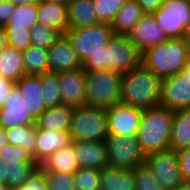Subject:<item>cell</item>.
<instances>
[{
  "instance_id": "obj_7",
  "label": "cell",
  "mask_w": 190,
  "mask_h": 190,
  "mask_svg": "<svg viewBox=\"0 0 190 190\" xmlns=\"http://www.w3.org/2000/svg\"><path fill=\"white\" fill-rule=\"evenodd\" d=\"M104 142L109 167L134 170L145 163L146 156L140 149L137 137L108 134Z\"/></svg>"
},
{
  "instance_id": "obj_28",
  "label": "cell",
  "mask_w": 190,
  "mask_h": 190,
  "mask_svg": "<svg viewBox=\"0 0 190 190\" xmlns=\"http://www.w3.org/2000/svg\"><path fill=\"white\" fill-rule=\"evenodd\" d=\"M23 64L25 75H42L49 71L48 49L30 45L24 51Z\"/></svg>"
},
{
  "instance_id": "obj_19",
  "label": "cell",
  "mask_w": 190,
  "mask_h": 190,
  "mask_svg": "<svg viewBox=\"0 0 190 190\" xmlns=\"http://www.w3.org/2000/svg\"><path fill=\"white\" fill-rule=\"evenodd\" d=\"M71 143L69 131L41 130L37 128L35 161L39 165L48 156Z\"/></svg>"
},
{
  "instance_id": "obj_23",
  "label": "cell",
  "mask_w": 190,
  "mask_h": 190,
  "mask_svg": "<svg viewBox=\"0 0 190 190\" xmlns=\"http://www.w3.org/2000/svg\"><path fill=\"white\" fill-rule=\"evenodd\" d=\"M39 168L43 172L75 173L79 167L75 158L73 144L71 143L48 156L39 164Z\"/></svg>"
},
{
  "instance_id": "obj_35",
  "label": "cell",
  "mask_w": 190,
  "mask_h": 190,
  "mask_svg": "<svg viewBox=\"0 0 190 190\" xmlns=\"http://www.w3.org/2000/svg\"><path fill=\"white\" fill-rule=\"evenodd\" d=\"M30 35L32 45L48 49L62 34L43 24H35L30 29Z\"/></svg>"
},
{
  "instance_id": "obj_12",
  "label": "cell",
  "mask_w": 190,
  "mask_h": 190,
  "mask_svg": "<svg viewBox=\"0 0 190 190\" xmlns=\"http://www.w3.org/2000/svg\"><path fill=\"white\" fill-rule=\"evenodd\" d=\"M106 111L108 134L137 137L142 109L119 102L107 108Z\"/></svg>"
},
{
  "instance_id": "obj_31",
  "label": "cell",
  "mask_w": 190,
  "mask_h": 190,
  "mask_svg": "<svg viewBox=\"0 0 190 190\" xmlns=\"http://www.w3.org/2000/svg\"><path fill=\"white\" fill-rule=\"evenodd\" d=\"M41 76L42 80V98L46 108H52L61 103V94L59 90V73L56 72H45Z\"/></svg>"
},
{
  "instance_id": "obj_5",
  "label": "cell",
  "mask_w": 190,
  "mask_h": 190,
  "mask_svg": "<svg viewBox=\"0 0 190 190\" xmlns=\"http://www.w3.org/2000/svg\"><path fill=\"white\" fill-rule=\"evenodd\" d=\"M69 133L72 141H105L108 135L106 108L74 107Z\"/></svg>"
},
{
  "instance_id": "obj_8",
  "label": "cell",
  "mask_w": 190,
  "mask_h": 190,
  "mask_svg": "<svg viewBox=\"0 0 190 190\" xmlns=\"http://www.w3.org/2000/svg\"><path fill=\"white\" fill-rule=\"evenodd\" d=\"M160 105L172 111L190 108V55L182 71L162 79Z\"/></svg>"
},
{
  "instance_id": "obj_24",
  "label": "cell",
  "mask_w": 190,
  "mask_h": 190,
  "mask_svg": "<svg viewBox=\"0 0 190 190\" xmlns=\"http://www.w3.org/2000/svg\"><path fill=\"white\" fill-rule=\"evenodd\" d=\"M144 15L135 0H127L110 23L114 35H128L134 25Z\"/></svg>"
},
{
  "instance_id": "obj_2",
  "label": "cell",
  "mask_w": 190,
  "mask_h": 190,
  "mask_svg": "<svg viewBox=\"0 0 190 190\" xmlns=\"http://www.w3.org/2000/svg\"><path fill=\"white\" fill-rule=\"evenodd\" d=\"M173 115L161 105L143 110L137 140L145 156L170 149Z\"/></svg>"
},
{
  "instance_id": "obj_3",
  "label": "cell",
  "mask_w": 190,
  "mask_h": 190,
  "mask_svg": "<svg viewBox=\"0 0 190 190\" xmlns=\"http://www.w3.org/2000/svg\"><path fill=\"white\" fill-rule=\"evenodd\" d=\"M189 55L190 48L184 37L170 38L164 43L144 50L141 63L163 79L182 71Z\"/></svg>"
},
{
  "instance_id": "obj_11",
  "label": "cell",
  "mask_w": 190,
  "mask_h": 190,
  "mask_svg": "<svg viewBox=\"0 0 190 190\" xmlns=\"http://www.w3.org/2000/svg\"><path fill=\"white\" fill-rule=\"evenodd\" d=\"M145 164L164 190H174L183 182L175 150L167 149L147 155Z\"/></svg>"
},
{
  "instance_id": "obj_1",
  "label": "cell",
  "mask_w": 190,
  "mask_h": 190,
  "mask_svg": "<svg viewBox=\"0 0 190 190\" xmlns=\"http://www.w3.org/2000/svg\"><path fill=\"white\" fill-rule=\"evenodd\" d=\"M162 79L142 63L122 75L120 102L142 110L160 105Z\"/></svg>"
},
{
  "instance_id": "obj_14",
  "label": "cell",
  "mask_w": 190,
  "mask_h": 190,
  "mask_svg": "<svg viewBox=\"0 0 190 190\" xmlns=\"http://www.w3.org/2000/svg\"><path fill=\"white\" fill-rule=\"evenodd\" d=\"M59 82L62 105L73 108L84 105L86 71L83 68L75 71L59 72Z\"/></svg>"
},
{
  "instance_id": "obj_22",
  "label": "cell",
  "mask_w": 190,
  "mask_h": 190,
  "mask_svg": "<svg viewBox=\"0 0 190 190\" xmlns=\"http://www.w3.org/2000/svg\"><path fill=\"white\" fill-rule=\"evenodd\" d=\"M73 107L59 105L47 108L37 119L36 126L41 130L69 131Z\"/></svg>"
},
{
  "instance_id": "obj_13",
  "label": "cell",
  "mask_w": 190,
  "mask_h": 190,
  "mask_svg": "<svg viewBox=\"0 0 190 190\" xmlns=\"http://www.w3.org/2000/svg\"><path fill=\"white\" fill-rule=\"evenodd\" d=\"M127 37L141 53L170 39L151 14H144Z\"/></svg>"
},
{
  "instance_id": "obj_44",
  "label": "cell",
  "mask_w": 190,
  "mask_h": 190,
  "mask_svg": "<svg viewBox=\"0 0 190 190\" xmlns=\"http://www.w3.org/2000/svg\"><path fill=\"white\" fill-rule=\"evenodd\" d=\"M16 86V82L6 79L0 75V108H2Z\"/></svg>"
},
{
  "instance_id": "obj_18",
  "label": "cell",
  "mask_w": 190,
  "mask_h": 190,
  "mask_svg": "<svg viewBox=\"0 0 190 190\" xmlns=\"http://www.w3.org/2000/svg\"><path fill=\"white\" fill-rule=\"evenodd\" d=\"M24 106L37 119L47 108L42 98V80L38 75H24L17 82Z\"/></svg>"
},
{
  "instance_id": "obj_37",
  "label": "cell",
  "mask_w": 190,
  "mask_h": 190,
  "mask_svg": "<svg viewBox=\"0 0 190 190\" xmlns=\"http://www.w3.org/2000/svg\"><path fill=\"white\" fill-rule=\"evenodd\" d=\"M136 190H164L144 163L133 170Z\"/></svg>"
},
{
  "instance_id": "obj_32",
  "label": "cell",
  "mask_w": 190,
  "mask_h": 190,
  "mask_svg": "<svg viewBox=\"0 0 190 190\" xmlns=\"http://www.w3.org/2000/svg\"><path fill=\"white\" fill-rule=\"evenodd\" d=\"M7 186L11 190L22 186L39 168L38 164H7Z\"/></svg>"
},
{
  "instance_id": "obj_21",
  "label": "cell",
  "mask_w": 190,
  "mask_h": 190,
  "mask_svg": "<svg viewBox=\"0 0 190 190\" xmlns=\"http://www.w3.org/2000/svg\"><path fill=\"white\" fill-rule=\"evenodd\" d=\"M100 23L93 0H70L67 4L68 29L83 28Z\"/></svg>"
},
{
  "instance_id": "obj_51",
  "label": "cell",
  "mask_w": 190,
  "mask_h": 190,
  "mask_svg": "<svg viewBox=\"0 0 190 190\" xmlns=\"http://www.w3.org/2000/svg\"><path fill=\"white\" fill-rule=\"evenodd\" d=\"M184 39H185L187 45H188L189 48H190V25H189V27L186 29V32H185V35H184Z\"/></svg>"
},
{
  "instance_id": "obj_48",
  "label": "cell",
  "mask_w": 190,
  "mask_h": 190,
  "mask_svg": "<svg viewBox=\"0 0 190 190\" xmlns=\"http://www.w3.org/2000/svg\"><path fill=\"white\" fill-rule=\"evenodd\" d=\"M9 144L6 129L0 128V149L3 145Z\"/></svg>"
},
{
  "instance_id": "obj_10",
  "label": "cell",
  "mask_w": 190,
  "mask_h": 190,
  "mask_svg": "<svg viewBox=\"0 0 190 190\" xmlns=\"http://www.w3.org/2000/svg\"><path fill=\"white\" fill-rule=\"evenodd\" d=\"M141 55L126 35H113L105 47L106 69L123 75L141 64Z\"/></svg>"
},
{
  "instance_id": "obj_33",
  "label": "cell",
  "mask_w": 190,
  "mask_h": 190,
  "mask_svg": "<svg viewBox=\"0 0 190 190\" xmlns=\"http://www.w3.org/2000/svg\"><path fill=\"white\" fill-rule=\"evenodd\" d=\"M0 160L6 164H37L31 153L22 147L11 144L2 146L0 149Z\"/></svg>"
},
{
  "instance_id": "obj_41",
  "label": "cell",
  "mask_w": 190,
  "mask_h": 190,
  "mask_svg": "<svg viewBox=\"0 0 190 190\" xmlns=\"http://www.w3.org/2000/svg\"><path fill=\"white\" fill-rule=\"evenodd\" d=\"M82 68L86 72H92L96 70H103L106 69V62H105V47L102 51L92 54L90 57L85 59L82 62Z\"/></svg>"
},
{
  "instance_id": "obj_38",
  "label": "cell",
  "mask_w": 190,
  "mask_h": 190,
  "mask_svg": "<svg viewBox=\"0 0 190 190\" xmlns=\"http://www.w3.org/2000/svg\"><path fill=\"white\" fill-rule=\"evenodd\" d=\"M47 190H75L74 174L67 172H45Z\"/></svg>"
},
{
  "instance_id": "obj_27",
  "label": "cell",
  "mask_w": 190,
  "mask_h": 190,
  "mask_svg": "<svg viewBox=\"0 0 190 190\" xmlns=\"http://www.w3.org/2000/svg\"><path fill=\"white\" fill-rule=\"evenodd\" d=\"M0 75L13 82L25 75L22 51L8 45L0 51Z\"/></svg>"
},
{
  "instance_id": "obj_40",
  "label": "cell",
  "mask_w": 190,
  "mask_h": 190,
  "mask_svg": "<svg viewBox=\"0 0 190 190\" xmlns=\"http://www.w3.org/2000/svg\"><path fill=\"white\" fill-rule=\"evenodd\" d=\"M15 190H47L45 172L38 168L22 186Z\"/></svg>"
},
{
  "instance_id": "obj_50",
  "label": "cell",
  "mask_w": 190,
  "mask_h": 190,
  "mask_svg": "<svg viewBox=\"0 0 190 190\" xmlns=\"http://www.w3.org/2000/svg\"><path fill=\"white\" fill-rule=\"evenodd\" d=\"M174 190H190V185L187 183V181H183Z\"/></svg>"
},
{
  "instance_id": "obj_53",
  "label": "cell",
  "mask_w": 190,
  "mask_h": 190,
  "mask_svg": "<svg viewBox=\"0 0 190 190\" xmlns=\"http://www.w3.org/2000/svg\"><path fill=\"white\" fill-rule=\"evenodd\" d=\"M0 190H11L7 185L0 184Z\"/></svg>"
},
{
  "instance_id": "obj_39",
  "label": "cell",
  "mask_w": 190,
  "mask_h": 190,
  "mask_svg": "<svg viewBox=\"0 0 190 190\" xmlns=\"http://www.w3.org/2000/svg\"><path fill=\"white\" fill-rule=\"evenodd\" d=\"M7 44L17 50L24 51L32 45L30 29H5Z\"/></svg>"
},
{
  "instance_id": "obj_16",
  "label": "cell",
  "mask_w": 190,
  "mask_h": 190,
  "mask_svg": "<svg viewBox=\"0 0 190 190\" xmlns=\"http://www.w3.org/2000/svg\"><path fill=\"white\" fill-rule=\"evenodd\" d=\"M48 65L49 71L56 73L75 71L82 68V63L78 59L76 51L65 35H61L48 48Z\"/></svg>"
},
{
  "instance_id": "obj_34",
  "label": "cell",
  "mask_w": 190,
  "mask_h": 190,
  "mask_svg": "<svg viewBox=\"0 0 190 190\" xmlns=\"http://www.w3.org/2000/svg\"><path fill=\"white\" fill-rule=\"evenodd\" d=\"M100 170L78 168L74 174L75 190H100Z\"/></svg>"
},
{
  "instance_id": "obj_46",
  "label": "cell",
  "mask_w": 190,
  "mask_h": 190,
  "mask_svg": "<svg viewBox=\"0 0 190 190\" xmlns=\"http://www.w3.org/2000/svg\"><path fill=\"white\" fill-rule=\"evenodd\" d=\"M7 167L8 165L0 160V184L7 185Z\"/></svg>"
},
{
  "instance_id": "obj_45",
  "label": "cell",
  "mask_w": 190,
  "mask_h": 190,
  "mask_svg": "<svg viewBox=\"0 0 190 190\" xmlns=\"http://www.w3.org/2000/svg\"><path fill=\"white\" fill-rule=\"evenodd\" d=\"M139 6L141 7L144 14H151L153 15L165 0H135Z\"/></svg>"
},
{
  "instance_id": "obj_30",
  "label": "cell",
  "mask_w": 190,
  "mask_h": 190,
  "mask_svg": "<svg viewBox=\"0 0 190 190\" xmlns=\"http://www.w3.org/2000/svg\"><path fill=\"white\" fill-rule=\"evenodd\" d=\"M37 3L16 6L4 29H31L37 21Z\"/></svg>"
},
{
  "instance_id": "obj_52",
  "label": "cell",
  "mask_w": 190,
  "mask_h": 190,
  "mask_svg": "<svg viewBox=\"0 0 190 190\" xmlns=\"http://www.w3.org/2000/svg\"><path fill=\"white\" fill-rule=\"evenodd\" d=\"M45 1L55 2V3L62 4V5H67L70 0H45Z\"/></svg>"
},
{
  "instance_id": "obj_4",
  "label": "cell",
  "mask_w": 190,
  "mask_h": 190,
  "mask_svg": "<svg viewBox=\"0 0 190 190\" xmlns=\"http://www.w3.org/2000/svg\"><path fill=\"white\" fill-rule=\"evenodd\" d=\"M122 74L103 69L86 72L84 105L109 108L120 102Z\"/></svg>"
},
{
  "instance_id": "obj_20",
  "label": "cell",
  "mask_w": 190,
  "mask_h": 190,
  "mask_svg": "<svg viewBox=\"0 0 190 190\" xmlns=\"http://www.w3.org/2000/svg\"><path fill=\"white\" fill-rule=\"evenodd\" d=\"M37 21L48 28L59 31L62 35L68 30L67 5L39 0L37 3Z\"/></svg>"
},
{
  "instance_id": "obj_29",
  "label": "cell",
  "mask_w": 190,
  "mask_h": 190,
  "mask_svg": "<svg viewBox=\"0 0 190 190\" xmlns=\"http://www.w3.org/2000/svg\"><path fill=\"white\" fill-rule=\"evenodd\" d=\"M6 134L9 144L22 147L31 153L35 159V145L37 136L36 124L8 128L6 129Z\"/></svg>"
},
{
  "instance_id": "obj_42",
  "label": "cell",
  "mask_w": 190,
  "mask_h": 190,
  "mask_svg": "<svg viewBox=\"0 0 190 190\" xmlns=\"http://www.w3.org/2000/svg\"><path fill=\"white\" fill-rule=\"evenodd\" d=\"M180 174L183 181L190 179V147L177 151Z\"/></svg>"
},
{
  "instance_id": "obj_36",
  "label": "cell",
  "mask_w": 190,
  "mask_h": 190,
  "mask_svg": "<svg viewBox=\"0 0 190 190\" xmlns=\"http://www.w3.org/2000/svg\"><path fill=\"white\" fill-rule=\"evenodd\" d=\"M127 0H93L94 10L100 22L111 23Z\"/></svg>"
},
{
  "instance_id": "obj_43",
  "label": "cell",
  "mask_w": 190,
  "mask_h": 190,
  "mask_svg": "<svg viewBox=\"0 0 190 190\" xmlns=\"http://www.w3.org/2000/svg\"><path fill=\"white\" fill-rule=\"evenodd\" d=\"M16 5L10 0H0V27H5L11 19Z\"/></svg>"
},
{
  "instance_id": "obj_17",
  "label": "cell",
  "mask_w": 190,
  "mask_h": 190,
  "mask_svg": "<svg viewBox=\"0 0 190 190\" xmlns=\"http://www.w3.org/2000/svg\"><path fill=\"white\" fill-rule=\"evenodd\" d=\"M75 158L79 168L102 170L108 166L104 141H72Z\"/></svg>"
},
{
  "instance_id": "obj_25",
  "label": "cell",
  "mask_w": 190,
  "mask_h": 190,
  "mask_svg": "<svg viewBox=\"0 0 190 190\" xmlns=\"http://www.w3.org/2000/svg\"><path fill=\"white\" fill-rule=\"evenodd\" d=\"M190 147V108L174 111L170 149L179 151Z\"/></svg>"
},
{
  "instance_id": "obj_47",
  "label": "cell",
  "mask_w": 190,
  "mask_h": 190,
  "mask_svg": "<svg viewBox=\"0 0 190 190\" xmlns=\"http://www.w3.org/2000/svg\"><path fill=\"white\" fill-rule=\"evenodd\" d=\"M7 35L4 27H0V51L7 46Z\"/></svg>"
},
{
  "instance_id": "obj_6",
  "label": "cell",
  "mask_w": 190,
  "mask_h": 190,
  "mask_svg": "<svg viewBox=\"0 0 190 190\" xmlns=\"http://www.w3.org/2000/svg\"><path fill=\"white\" fill-rule=\"evenodd\" d=\"M64 35L82 63L92 54L102 51L108 45L114 32L110 23L100 22L83 28L68 29Z\"/></svg>"
},
{
  "instance_id": "obj_49",
  "label": "cell",
  "mask_w": 190,
  "mask_h": 190,
  "mask_svg": "<svg viewBox=\"0 0 190 190\" xmlns=\"http://www.w3.org/2000/svg\"><path fill=\"white\" fill-rule=\"evenodd\" d=\"M16 6L38 3L39 0H10Z\"/></svg>"
},
{
  "instance_id": "obj_15",
  "label": "cell",
  "mask_w": 190,
  "mask_h": 190,
  "mask_svg": "<svg viewBox=\"0 0 190 190\" xmlns=\"http://www.w3.org/2000/svg\"><path fill=\"white\" fill-rule=\"evenodd\" d=\"M36 124V119L24 106L19 89L15 86L0 108V128L8 129L15 126Z\"/></svg>"
},
{
  "instance_id": "obj_26",
  "label": "cell",
  "mask_w": 190,
  "mask_h": 190,
  "mask_svg": "<svg viewBox=\"0 0 190 190\" xmlns=\"http://www.w3.org/2000/svg\"><path fill=\"white\" fill-rule=\"evenodd\" d=\"M100 190H136L133 170L104 167L100 173Z\"/></svg>"
},
{
  "instance_id": "obj_9",
  "label": "cell",
  "mask_w": 190,
  "mask_h": 190,
  "mask_svg": "<svg viewBox=\"0 0 190 190\" xmlns=\"http://www.w3.org/2000/svg\"><path fill=\"white\" fill-rule=\"evenodd\" d=\"M153 16L169 38H182L190 25V0H165Z\"/></svg>"
}]
</instances>
